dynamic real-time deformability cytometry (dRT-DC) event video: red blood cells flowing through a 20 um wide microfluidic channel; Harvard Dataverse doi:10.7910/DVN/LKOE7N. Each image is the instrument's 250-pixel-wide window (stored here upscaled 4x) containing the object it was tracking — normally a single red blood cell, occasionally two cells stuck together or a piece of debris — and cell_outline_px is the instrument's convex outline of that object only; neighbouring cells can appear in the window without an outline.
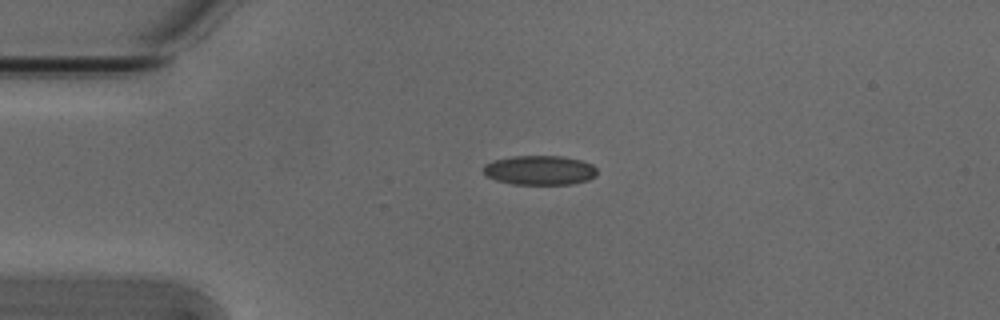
{"species": "Egyptian fruit bat (a non-hibernating species)", "species_latin": "Rousettus aegyptiacus", "temperature_condition": "cold", "stored_images_in_passage": 41, "camera_frame_rate_fps": 3000, "um_per_image_px": 0.085, "animal": {"sex": "male"}, "frame": {"image": 1, "passage_image": 1, "time_ms": 0.0, "image_size_px": [1000, 320], "cell_outline_px": [[596, 176], [588, 180], [572, 184], [512, 184], [496, 180], [488, 176], [484, 172], [484, 164], [492, 160], [512, 156], [564, 156], [580, 160], [592, 164], [596, 168]], "centroid_in_image_um": [45.88, 14.46], "position_along_channel_um": 39.1, "area_um2": 19.54}}
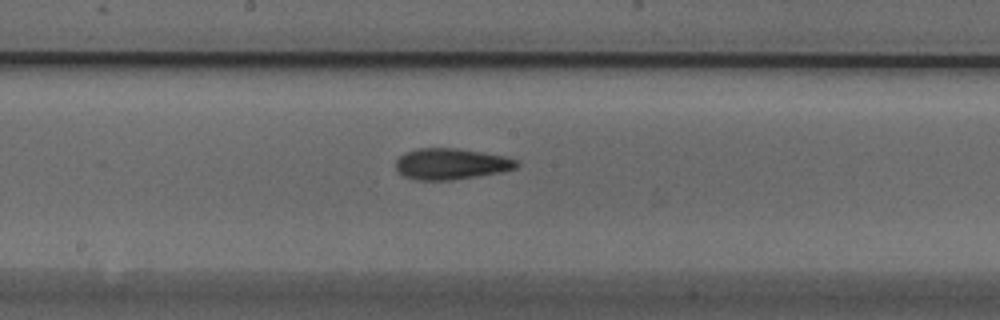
{"frame": {"image": 2, "passage_image": 16, "time_ms": 5.0, "image_size_px": [1000, 320], "cell_outline_px": [[520, 164], [516, 168], [500, 172], [456, 180], [416, 180], [404, 176], [396, 168], [396, 160], [404, 152], [416, 148], [456, 148], [484, 152], [508, 156], [516, 160]], "centroid_in_image_um": [38.36, 13.92], "position_along_channel_um": 209.8, "area_um2": 22.14}}
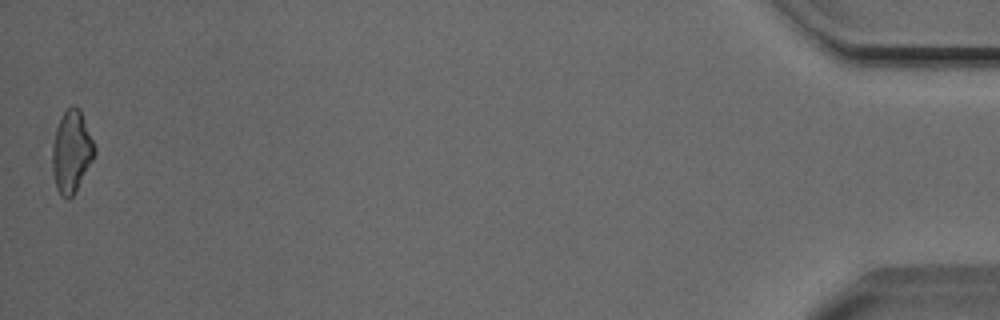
{"frame": {"image": 3, "passage_image": 41, "time_ms": 13.333, "image_size_px": [1000, 320], "cell_outline_px": [[96, 152], [76, 192], [68, 200], [60, 196], [56, 188], [52, 172], [52, 144], [56, 128], [64, 112], [72, 104], [80, 108], [96, 148]], "centroid_in_image_um": [6.07, 12.91], "position_along_channel_um": 429.1, "area_um2": 20.35}, "authors_computed_cell_mechanics": {"area_um2": 20.5768, "velocity_mm_per_s": 3.8307, "shape_relaxation_time_tau1_ms": 4.5004, "shape_relaxation_time_tau2_ms": 2.9918, "deformation_change_tau1": 0.1547, "deformation_change_tau2": 0.1177}}